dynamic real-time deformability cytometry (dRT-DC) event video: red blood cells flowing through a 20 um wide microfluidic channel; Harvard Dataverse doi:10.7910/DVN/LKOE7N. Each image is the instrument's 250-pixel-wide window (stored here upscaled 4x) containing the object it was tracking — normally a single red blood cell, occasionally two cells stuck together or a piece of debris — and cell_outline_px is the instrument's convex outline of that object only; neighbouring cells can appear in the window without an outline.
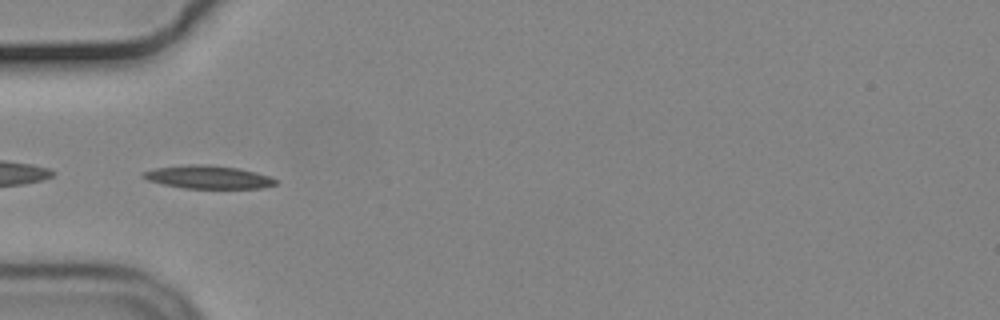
{"species": "common noctule bat (a hibernating species)", "species_latin": "Nyctalus noctula", "temperature_condition": "cold", "stored_images_in_passage": 56, "camera_frame_rate_fps": 3000, "um_per_image_px": 0.085, "animal": {"sex": "male", "body_mass_g": 19.2, "forearm_length_mm": 51.8}, "frame": {"image": 1, "passage_image": 19, "time_ms": 6.0, "image_size_px": [1000, 320], "cell_outline_px": [[276, 184], [260, 188], [184, 188], [164, 184], [148, 180], [140, 176], [144, 172], [156, 168], [192, 164], [208, 164], [236, 168], [256, 172], [268, 176], [276, 180]], "centroid_in_image_um": [17.68, 15.05], "position_along_channel_um": 67.3, "area_um2": 17.51}}
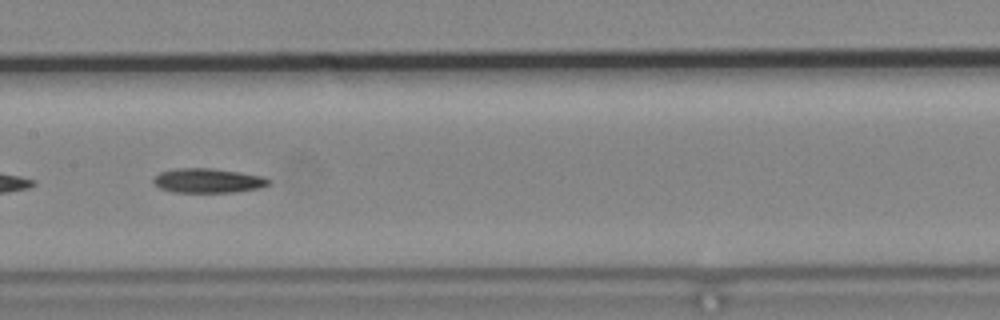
{"frame": {"image": 2, "passage_image": 29, "time_ms": 9.333, "image_size_px": [1000, 320], "cell_outline_px": [[272, 184], [260, 188], [232, 192], [176, 192], [160, 188], [152, 180], [160, 172], [176, 168], [212, 168], [240, 172], [264, 176], [272, 180]], "centroid_in_image_um": [17.75, 15.34], "position_along_channel_um": 189.7, "area_um2": 16.47}}
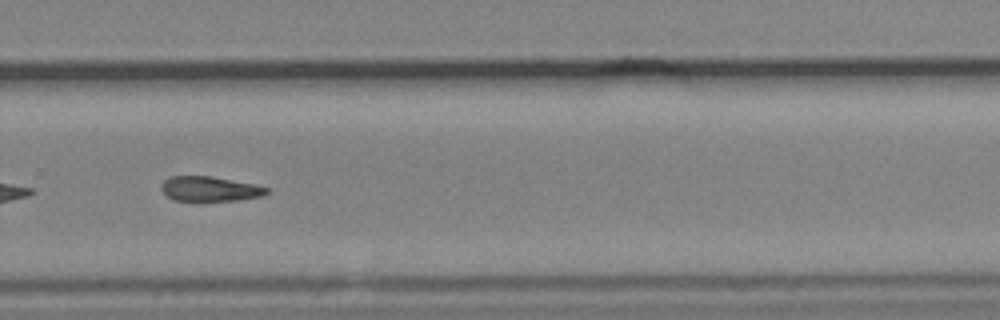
{"frame": {"image": 3, "passage_image": 39, "time_ms": 12.667, "image_size_px": [1000, 320], "cell_outline_px": [[268, 192], [260, 196], [236, 200], [200, 204], [172, 200], [160, 188], [160, 184], [168, 176], [212, 176], [256, 184], [268, 188]], "centroid_in_image_um": [17.77, 16.09], "position_along_channel_um": 312.0, "area_um2": 16.07}, "authors_computed_cell_mechanics": {"area_um2": 16.5886, "velocity_mm_per_s": 3.6932, "shape_relaxation_time_tau1_ms": 7.9542, "shape_relaxation_time_tau2_ms": null, "deformation_change_tau1": 0.1975, "deformation_change_tau2": null}}